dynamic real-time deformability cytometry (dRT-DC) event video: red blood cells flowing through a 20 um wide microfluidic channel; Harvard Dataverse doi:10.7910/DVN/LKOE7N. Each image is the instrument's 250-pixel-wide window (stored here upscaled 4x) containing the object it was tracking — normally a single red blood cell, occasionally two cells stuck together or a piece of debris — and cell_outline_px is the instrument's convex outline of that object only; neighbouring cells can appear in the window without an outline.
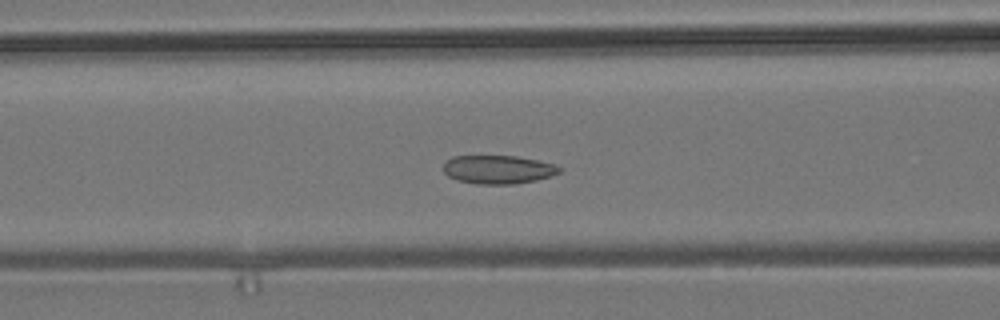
{"species": "common noctule bat (a hibernating species)", "species_latin": "Nyctalus noctula", "temperature_condition": "room temperature", "stored_images_in_passage": 53, "camera_frame_rate_fps": 3000, "um_per_image_px": 0.085, "animal": {"sex": "male", "body_mass_g": 19.2, "forearm_length_mm": 51.8}, "frame": {"image": 1, "passage_image": 21, "time_ms": 6.667, "image_size_px": [1000, 320], "cell_outline_px": [[560, 172], [552, 176], [536, 180], [516, 184], [476, 184], [456, 180], [448, 176], [444, 172], [444, 164], [452, 156], [516, 156], [556, 164], [560, 168]], "centroid_in_image_um": [42.34, 14.41], "position_along_channel_um": 124.3, "area_um2": 19.31}}
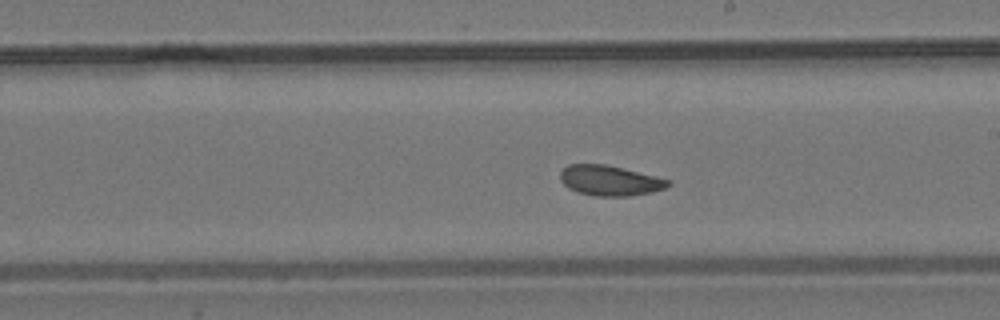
{"frame": {"image": 2, "passage_image": 30, "time_ms": 9.667, "image_size_px": [1000, 320], "cell_outline_px": [[672, 184], [664, 188], [652, 192], [628, 196], [596, 196], [576, 192], [568, 188], [560, 180], [560, 172], [568, 164], [604, 164], [656, 176], [672, 180]], "centroid_in_image_um": [51.83, 15.35], "position_along_channel_um": 237.2, "area_um2": 19.02}}
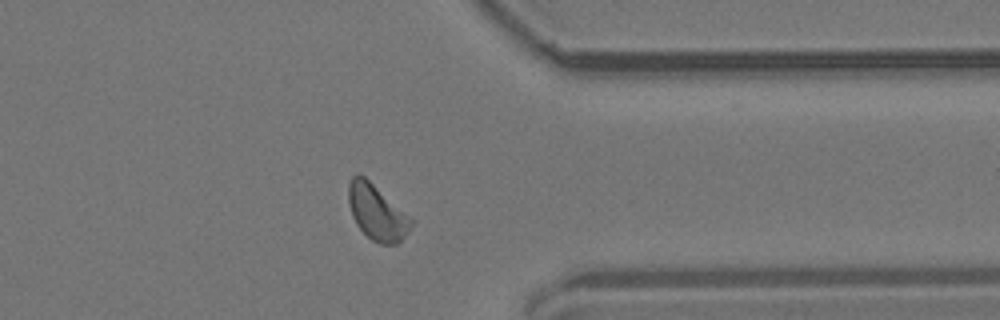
{"frame": {"image": 3, "passage_image": 42, "time_ms": 13.667, "image_size_px": [1000, 320], "cell_outline_px": [[412, 224], [408, 232], [396, 244], [380, 244], [372, 240], [356, 224], [352, 216], [348, 200], [348, 184], [352, 176], [364, 176], [412, 220]], "centroid_in_image_um": [31.99, 18.07], "position_along_channel_um": 379.4, "area_um2": 19.48}, "authors_computed_cell_mechanics": {"area_um2": 19.7098, "velocity_mm_per_s": 3.7725, "shape_relaxation_time_tau1_ms": 5.3175, "shape_relaxation_time_tau2_ms": 4.2261, "deformation_change_tau1": 0.0793, "deformation_change_tau2": 0.1053}}